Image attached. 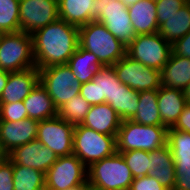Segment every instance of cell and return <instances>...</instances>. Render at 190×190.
<instances>
[{
    "label": "cell",
    "mask_w": 190,
    "mask_h": 190,
    "mask_svg": "<svg viewBox=\"0 0 190 190\" xmlns=\"http://www.w3.org/2000/svg\"><path fill=\"white\" fill-rule=\"evenodd\" d=\"M94 2L95 0H58V16L79 28L92 21Z\"/></svg>",
    "instance_id": "obj_24"
},
{
    "label": "cell",
    "mask_w": 190,
    "mask_h": 190,
    "mask_svg": "<svg viewBox=\"0 0 190 190\" xmlns=\"http://www.w3.org/2000/svg\"><path fill=\"white\" fill-rule=\"evenodd\" d=\"M79 46L95 54L103 66L114 65L126 55L127 48L96 20L79 27Z\"/></svg>",
    "instance_id": "obj_2"
},
{
    "label": "cell",
    "mask_w": 190,
    "mask_h": 190,
    "mask_svg": "<svg viewBox=\"0 0 190 190\" xmlns=\"http://www.w3.org/2000/svg\"><path fill=\"white\" fill-rule=\"evenodd\" d=\"M75 125L59 116L39 121L37 140L53 151L57 157L73 154V132Z\"/></svg>",
    "instance_id": "obj_12"
},
{
    "label": "cell",
    "mask_w": 190,
    "mask_h": 190,
    "mask_svg": "<svg viewBox=\"0 0 190 190\" xmlns=\"http://www.w3.org/2000/svg\"><path fill=\"white\" fill-rule=\"evenodd\" d=\"M101 22L124 45L135 39L128 7L121 0H95L92 21Z\"/></svg>",
    "instance_id": "obj_7"
},
{
    "label": "cell",
    "mask_w": 190,
    "mask_h": 190,
    "mask_svg": "<svg viewBox=\"0 0 190 190\" xmlns=\"http://www.w3.org/2000/svg\"><path fill=\"white\" fill-rule=\"evenodd\" d=\"M120 116L121 120H131L139 106V92L125 84L117 86L112 103H108Z\"/></svg>",
    "instance_id": "obj_27"
},
{
    "label": "cell",
    "mask_w": 190,
    "mask_h": 190,
    "mask_svg": "<svg viewBox=\"0 0 190 190\" xmlns=\"http://www.w3.org/2000/svg\"><path fill=\"white\" fill-rule=\"evenodd\" d=\"M129 190H168L155 178L149 175L134 178Z\"/></svg>",
    "instance_id": "obj_36"
},
{
    "label": "cell",
    "mask_w": 190,
    "mask_h": 190,
    "mask_svg": "<svg viewBox=\"0 0 190 190\" xmlns=\"http://www.w3.org/2000/svg\"><path fill=\"white\" fill-rule=\"evenodd\" d=\"M39 121L26 118L21 121H0V139L8 153L16 147L37 138Z\"/></svg>",
    "instance_id": "obj_16"
},
{
    "label": "cell",
    "mask_w": 190,
    "mask_h": 190,
    "mask_svg": "<svg viewBox=\"0 0 190 190\" xmlns=\"http://www.w3.org/2000/svg\"><path fill=\"white\" fill-rule=\"evenodd\" d=\"M190 83V58L171 52L161 70V86L183 90Z\"/></svg>",
    "instance_id": "obj_21"
},
{
    "label": "cell",
    "mask_w": 190,
    "mask_h": 190,
    "mask_svg": "<svg viewBox=\"0 0 190 190\" xmlns=\"http://www.w3.org/2000/svg\"><path fill=\"white\" fill-rule=\"evenodd\" d=\"M114 70L121 83L137 92L158 90L161 87V71L147 67L125 55L114 65Z\"/></svg>",
    "instance_id": "obj_11"
},
{
    "label": "cell",
    "mask_w": 190,
    "mask_h": 190,
    "mask_svg": "<svg viewBox=\"0 0 190 190\" xmlns=\"http://www.w3.org/2000/svg\"><path fill=\"white\" fill-rule=\"evenodd\" d=\"M172 128L175 130L190 132V103L185 105L177 122Z\"/></svg>",
    "instance_id": "obj_40"
},
{
    "label": "cell",
    "mask_w": 190,
    "mask_h": 190,
    "mask_svg": "<svg viewBox=\"0 0 190 190\" xmlns=\"http://www.w3.org/2000/svg\"><path fill=\"white\" fill-rule=\"evenodd\" d=\"M0 30L3 33L20 31L19 0H0Z\"/></svg>",
    "instance_id": "obj_31"
},
{
    "label": "cell",
    "mask_w": 190,
    "mask_h": 190,
    "mask_svg": "<svg viewBox=\"0 0 190 190\" xmlns=\"http://www.w3.org/2000/svg\"><path fill=\"white\" fill-rule=\"evenodd\" d=\"M121 122L122 120L117 112L105 102L91 105L82 125L98 133L117 136Z\"/></svg>",
    "instance_id": "obj_17"
},
{
    "label": "cell",
    "mask_w": 190,
    "mask_h": 190,
    "mask_svg": "<svg viewBox=\"0 0 190 190\" xmlns=\"http://www.w3.org/2000/svg\"><path fill=\"white\" fill-rule=\"evenodd\" d=\"M28 118L23 101L0 104V121L16 122Z\"/></svg>",
    "instance_id": "obj_34"
},
{
    "label": "cell",
    "mask_w": 190,
    "mask_h": 190,
    "mask_svg": "<svg viewBox=\"0 0 190 190\" xmlns=\"http://www.w3.org/2000/svg\"><path fill=\"white\" fill-rule=\"evenodd\" d=\"M14 190H45V174L35 168L13 163Z\"/></svg>",
    "instance_id": "obj_29"
},
{
    "label": "cell",
    "mask_w": 190,
    "mask_h": 190,
    "mask_svg": "<svg viewBox=\"0 0 190 190\" xmlns=\"http://www.w3.org/2000/svg\"><path fill=\"white\" fill-rule=\"evenodd\" d=\"M35 66L32 34L4 33L0 39V70L17 72Z\"/></svg>",
    "instance_id": "obj_6"
},
{
    "label": "cell",
    "mask_w": 190,
    "mask_h": 190,
    "mask_svg": "<svg viewBox=\"0 0 190 190\" xmlns=\"http://www.w3.org/2000/svg\"><path fill=\"white\" fill-rule=\"evenodd\" d=\"M128 14L136 35L158 32L157 7L155 1L139 0L128 6Z\"/></svg>",
    "instance_id": "obj_19"
},
{
    "label": "cell",
    "mask_w": 190,
    "mask_h": 190,
    "mask_svg": "<svg viewBox=\"0 0 190 190\" xmlns=\"http://www.w3.org/2000/svg\"><path fill=\"white\" fill-rule=\"evenodd\" d=\"M9 159L16 165L35 168L45 174L58 157L48 147L35 139L16 147L9 153Z\"/></svg>",
    "instance_id": "obj_14"
},
{
    "label": "cell",
    "mask_w": 190,
    "mask_h": 190,
    "mask_svg": "<svg viewBox=\"0 0 190 190\" xmlns=\"http://www.w3.org/2000/svg\"><path fill=\"white\" fill-rule=\"evenodd\" d=\"M172 52L176 55L190 58V31L172 44Z\"/></svg>",
    "instance_id": "obj_39"
},
{
    "label": "cell",
    "mask_w": 190,
    "mask_h": 190,
    "mask_svg": "<svg viewBox=\"0 0 190 190\" xmlns=\"http://www.w3.org/2000/svg\"><path fill=\"white\" fill-rule=\"evenodd\" d=\"M20 31L33 34L56 21L58 0H19Z\"/></svg>",
    "instance_id": "obj_13"
},
{
    "label": "cell",
    "mask_w": 190,
    "mask_h": 190,
    "mask_svg": "<svg viewBox=\"0 0 190 190\" xmlns=\"http://www.w3.org/2000/svg\"><path fill=\"white\" fill-rule=\"evenodd\" d=\"M88 183L102 190H129L134 180L121 153L92 163L88 168Z\"/></svg>",
    "instance_id": "obj_4"
},
{
    "label": "cell",
    "mask_w": 190,
    "mask_h": 190,
    "mask_svg": "<svg viewBox=\"0 0 190 190\" xmlns=\"http://www.w3.org/2000/svg\"><path fill=\"white\" fill-rule=\"evenodd\" d=\"M116 152V136L98 133L82 124L75 125L73 154L88 168L92 163Z\"/></svg>",
    "instance_id": "obj_5"
},
{
    "label": "cell",
    "mask_w": 190,
    "mask_h": 190,
    "mask_svg": "<svg viewBox=\"0 0 190 190\" xmlns=\"http://www.w3.org/2000/svg\"><path fill=\"white\" fill-rule=\"evenodd\" d=\"M92 82L97 85L98 104L105 102L112 103L117 86H121L122 84L117 77L113 65L103 66L92 79Z\"/></svg>",
    "instance_id": "obj_28"
},
{
    "label": "cell",
    "mask_w": 190,
    "mask_h": 190,
    "mask_svg": "<svg viewBox=\"0 0 190 190\" xmlns=\"http://www.w3.org/2000/svg\"><path fill=\"white\" fill-rule=\"evenodd\" d=\"M67 66L81 84L92 81L103 67L95 54L80 46L68 60Z\"/></svg>",
    "instance_id": "obj_23"
},
{
    "label": "cell",
    "mask_w": 190,
    "mask_h": 190,
    "mask_svg": "<svg viewBox=\"0 0 190 190\" xmlns=\"http://www.w3.org/2000/svg\"><path fill=\"white\" fill-rule=\"evenodd\" d=\"M79 94L90 104L98 105L97 85L92 81L81 84Z\"/></svg>",
    "instance_id": "obj_38"
},
{
    "label": "cell",
    "mask_w": 190,
    "mask_h": 190,
    "mask_svg": "<svg viewBox=\"0 0 190 190\" xmlns=\"http://www.w3.org/2000/svg\"><path fill=\"white\" fill-rule=\"evenodd\" d=\"M38 69L67 64L79 46V28L58 18L32 34Z\"/></svg>",
    "instance_id": "obj_1"
},
{
    "label": "cell",
    "mask_w": 190,
    "mask_h": 190,
    "mask_svg": "<svg viewBox=\"0 0 190 190\" xmlns=\"http://www.w3.org/2000/svg\"><path fill=\"white\" fill-rule=\"evenodd\" d=\"M88 181V170L74 154L58 157L45 173V190H68Z\"/></svg>",
    "instance_id": "obj_10"
},
{
    "label": "cell",
    "mask_w": 190,
    "mask_h": 190,
    "mask_svg": "<svg viewBox=\"0 0 190 190\" xmlns=\"http://www.w3.org/2000/svg\"><path fill=\"white\" fill-rule=\"evenodd\" d=\"M175 174H190V159L174 160Z\"/></svg>",
    "instance_id": "obj_42"
},
{
    "label": "cell",
    "mask_w": 190,
    "mask_h": 190,
    "mask_svg": "<svg viewBox=\"0 0 190 190\" xmlns=\"http://www.w3.org/2000/svg\"><path fill=\"white\" fill-rule=\"evenodd\" d=\"M157 22L162 24V17H170L187 4V0H157Z\"/></svg>",
    "instance_id": "obj_35"
},
{
    "label": "cell",
    "mask_w": 190,
    "mask_h": 190,
    "mask_svg": "<svg viewBox=\"0 0 190 190\" xmlns=\"http://www.w3.org/2000/svg\"><path fill=\"white\" fill-rule=\"evenodd\" d=\"M124 158L134 178L146 176L150 172L149 151L130 150L119 152Z\"/></svg>",
    "instance_id": "obj_33"
},
{
    "label": "cell",
    "mask_w": 190,
    "mask_h": 190,
    "mask_svg": "<svg viewBox=\"0 0 190 190\" xmlns=\"http://www.w3.org/2000/svg\"><path fill=\"white\" fill-rule=\"evenodd\" d=\"M89 186L90 184L88 183V181L86 183L80 184L78 186L72 187L68 190H89Z\"/></svg>",
    "instance_id": "obj_46"
},
{
    "label": "cell",
    "mask_w": 190,
    "mask_h": 190,
    "mask_svg": "<svg viewBox=\"0 0 190 190\" xmlns=\"http://www.w3.org/2000/svg\"><path fill=\"white\" fill-rule=\"evenodd\" d=\"M9 159V153L4 148L2 140L0 139V162L6 161Z\"/></svg>",
    "instance_id": "obj_44"
},
{
    "label": "cell",
    "mask_w": 190,
    "mask_h": 190,
    "mask_svg": "<svg viewBox=\"0 0 190 190\" xmlns=\"http://www.w3.org/2000/svg\"><path fill=\"white\" fill-rule=\"evenodd\" d=\"M122 3L125 5V6H130L132 4H135L136 2H138L139 0H121ZM152 1H157V0H152Z\"/></svg>",
    "instance_id": "obj_47"
},
{
    "label": "cell",
    "mask_w": 190,
    "mask_h": 190,
    "mask_svg": "<svg viewBox=\"0 0 190 190\" xmlns=\"http://www.w3.org/2000/svg\"><path fill=\"white\" fill-rule=\"evenodd\" d=\"M167 144L174 160L190 159V132L168 128Z\"/></svg>",
    "instance_id": "obj_32"
},
{
    "label": "cell",
    "mask_w": 190,
    "mask_h": 190,
    "mask_svg": "<svg viewBox=\"0 0 190 190\" xmlns=\"http://www.w3.org/2000/svg\"><path fill=\"white\" fill-rule=\"evenodd\" d=\"M174 190H190V174H175Z\"/></svg>",
    "instance_id": "obj_41"
},
{
    "label": "cell",
    "mask_w": 190,
    "mask_h": 190,
    "mask_svg": "<svg viewBox=\"0 0 190 190\" xmlns=\"http://www.w3.org/2000/svg\"><path fill=\"white\" fill-rule=\"evenodd\" d=\"M131 120L147 126H164L158 110V90L139 92V106Z\"/></svg>",
    "instance_id": "obj_26"
},
{
    "label": "cell",
    "mask_w": 190,
    "mask_h": 190,
    "mask_svg": "<svg viewBox=\"0 0 190 190\" xmlns=\"http://www.w3.org/2000/svg\"><path fill=\"white\" fill-rule=\"evenodd\" d=\"M89 190H102V189H99V188H96V187L90 185Z\"/></svg>",
    "instance_id": "obj_48"
},
{
    "label": "cell",
    "mask_w": 190,
    "mask_h": 190,
    "mask_svg": "<svg viewBox=\"0 0 190 190\" xmlns=\"http://www.w3.org/2000/svg\"><path fill=\"white\" fill-rule=\"evenodd\" d=\"M190 31V6L186 4L170 17H162L158 33L173 44Z\"/></svg>",
    "instance_id": "obj_25"
},
{
    "label": "cell",
    "mask_w": 190,
    "mask_h": 190,
    "mask_svg": "<svg viewBox=\"0 0 190 190\" xmlns=\"http://www.w3.org/2000/svg\"><path fill=\"white\" fill-rule=\"evenodd\" d=\"M186 104L182 90L163 86L158 89V110L162 124L167 128L175 125Z\"/></svg>",
    "instance_id": "obj_20"
},
{
    "label": "cell",
    "mask_w": 190,
    "mask_h": 190,
    "mask_svg": "<svg viewBox=\"0 0 190 190\" xmlns=\"http://www.w3.org/2000/svg\"><path fill=\"white\" fill-rule=\"evenodd\" d=\"M3 34H4V33L0 30V39H1V37H2Z\"/></svg>",
    "instance_id": "obj_49"
},
{
    "label": "cell",
    "mask_w": 190,
    "mask_h": 190,
    "mask_svg": "<svg viewBox=\"0 0 190 190\" xmlns=\"http://www.w3.org/2000/svg\"><path fill=\"white\" fill-rule=\"evenodd\" d=\"M13 162L8 159L0 162V190H14Z\"/></svg>",
    "instance_id": "obj_37"
},
{
    "label": "cell",
    "mask_w": 190,
    "mask_h": 190,
    "mask_svg": "<svg viewBox=\"0 0 190 190\" xmlns=\"http://www.w3.org/2000/svg\"><path fill=\"white\" fill-rule=\"evenodd\" d=\"M39 83V69L28 68L11 72L0 96V104L23 101Z\"/></svg>",
    "instance_id": "obj_15"
},
{
    "label": "cell",
    "mask_w": 190,
    "mask_h": 190,
    "mask_svg": "<svg viewBox=\"0 0 190 190\" xmlns=\"http://www.w3.org/2000/svg\"><path fill=\"white\" fill-rule=\"evenodd\" d=\"M166 126H147L123 120L116 136V151H153L167 144Z\"/></svg>",
    "instance_id": "obj_3"
},
{
    "label": "cell",
    "mask_w": 190,
    "mask_h": 190,
    "mask_svg": "<svg viewBox=\"0 0 190 190\" xmlns=\"http://www.w3.org/2000/svg\"><path fill=\"white\" fill-rule=\"evenodd\" d=\"M39 82L47 90L57 109L73 96L79 95L81 88V83L67 64L39 69Z\"/></svg>",
    "instance_id": "obj_8"
},
{
    "label": "cell",
    "mask_w": 190,
    "mask_h": 190,
    "mask_svg": "<svg viewBox=\"0 0 190 190\" xmlns=\"http://www.w3.org/2000/svg\"><path fill=\"white\" fill-rule=\"evenodd\" d=\"M9 73L10 72L0 70V96L6 86V83H7L8 77H9Z\"/></svg>",
    "instance_id": "obj_43"
},
{
    "label": "cell",
    "mask_w": 190,
    "mask_h": 190,
    "mask_svg": "<svg viewBox=\"0 0 190 190\" xmlns=\"http://www.w3.org/2000/svg\"><path fill=\"white\" fill-rule=\"evenodd\" d=\"M23 102L27 110L28 118L42 121L58 116V109L40 82Z\"/></svg>",
    "instance_id": "obj_22"
},
{
    "label": "cell",
    "mask_w": 190,
    "mask_h": 190,
    "mask_svg": "<svg viewBox=\"0 0 190 190\" xmlns=\"http://www.w3.org/2000/svg\"><path fill=\"white\" fill-rule=\"evenodd\" d=\"M149 176L155 177L168 190H174L175 163L168 144L149 151Z\"/></svg>",
    "instance_id": "obj_18"
},
{
    "label": "cell",
    "mask_w": 190,
    "mask_h": 190,
    "mask_svg": "<svg viewBox=\"0 0 190 190\" xmlns=\"http://www.w3.org/2000/svg\"><path fill=\"white\" fill-rule=\"evenodd\" d=\"M90 107L91 105L79 94L58 109V116L73 125L82 124Z\"/></svg>",
    "instance_id": "obj_30"
},
{
    "label": "cell",
    "mask_w": 190,
    "mask_h": 190,
    "mask_svg": "<svg viewBox=\"0 0 190 190\" xmlns=\"http://www.w3.org/2000/svg\"><path fill=\"white\" fill-rule=\"evenodd\" d=\"M171 52L172 44L158 32L136 35L126 48V55L131 59L160 71L168 62Z\"/></svg>",
    "instance_id": "obj_9"
},
{
    "label": "cell",
    "mask_w": 190,
    "mask_h": 190,
    "mask_svg": "<svg viewBox=\"0 0 190 190\" xmlns=\"http://www.w3.org/2000/svg\"><path fill=\"white\" fill-rule=\"evenodd\" d=\"M187 103H190V83L182 90Z\"/></svg>",
    "instance_id": "obj_45"
}]
</instances>
